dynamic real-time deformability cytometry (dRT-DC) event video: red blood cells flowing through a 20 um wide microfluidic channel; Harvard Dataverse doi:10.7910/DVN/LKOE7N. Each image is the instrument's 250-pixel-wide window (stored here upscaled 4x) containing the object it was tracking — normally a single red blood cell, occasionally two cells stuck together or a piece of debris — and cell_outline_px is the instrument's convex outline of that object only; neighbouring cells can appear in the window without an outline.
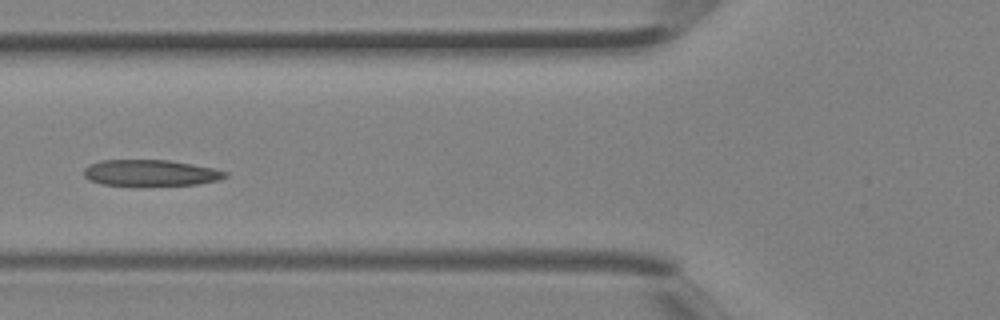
{"species": "Egyptian fruit bat (a non-hibernating species)", "species_latin": "Rousettus aegyptiacus", "temperature_condition": "room temperature", "stored_images_in_passage": 5, "camera_frame_rate_fps": 3000, "um_per_image_px": 0.085, "animal": {"sex": "female"}, "frame": {"image": 1, "passage_image": 5, "time_ms": 1.333, "image_size_px": [1000, 320], "cell_outline_px": [[228, 176], [220, 180], [196, 184], [100, 184], [88, 180], [84, 176], [84, 168], [88, 164], [100, 160], [168, 160], [192, 164], [212, 168], [228, 172]], "centroid_in_image_um": [12.77, 14.67], "position_along_channel_um": 113.0, "area_um2": 21.21}}